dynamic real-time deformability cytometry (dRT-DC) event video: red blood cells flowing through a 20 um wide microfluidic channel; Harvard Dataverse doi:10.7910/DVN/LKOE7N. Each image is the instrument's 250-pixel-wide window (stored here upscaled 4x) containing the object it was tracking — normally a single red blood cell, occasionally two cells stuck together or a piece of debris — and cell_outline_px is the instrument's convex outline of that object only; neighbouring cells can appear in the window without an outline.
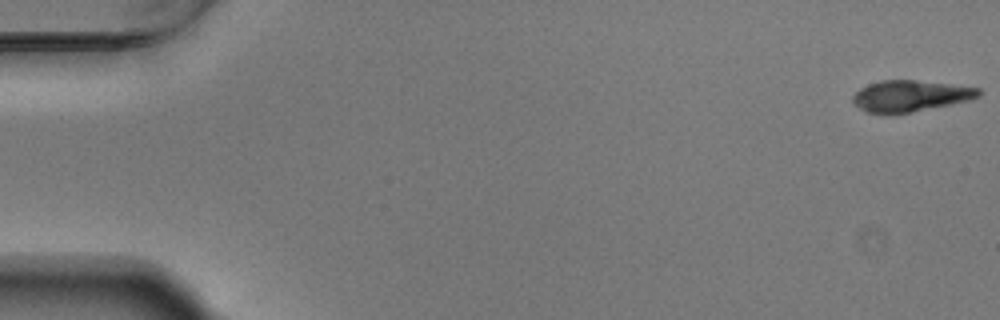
{"species": "Egyptian fruit bat (a non-hibernating species)", "species_latin": "Rousettus aegyptiacus", "temperature_condition": "warm", "stored_images_in_passage": 55, "camera_frame_rate_fps": 3000, "um_per_image_px": 0.085, "animal": {"sex": "male"}, "frame": {"image": 1, "passage_image": 1, "time_ms": 0.0, "image_size_px": [1000, 320], "cell_outline_px": [[980, 96], [972, 100], [912, 112], [868, 112], [860, 108], [852, 100], [852, 96], [860, 88], [868, 84], [880, 80], [916, 80], [980, 88]], "centroid_in_image_um": [77.41, 8.13], "position_along_channel_um": 7.6, "area_um2": 22.54}}
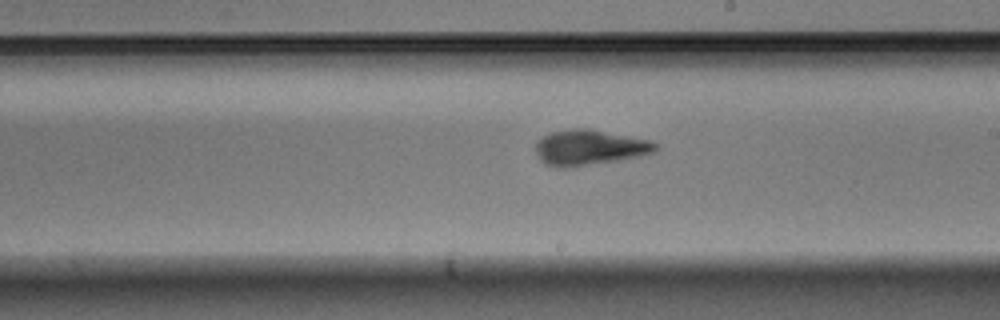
{"frame": {"image": 2, "passage_image": 32, "time_ms": 10.333, "image_size_px": [1000, 320], "cell_outline_px": [[660, 148], [656, 152], [576, 168], [556, 168], [544, 164], [540, 160], [536, 152], [536, 140], [552, 132], [576, 128], [588, 128], [648, 140], [656, 144]], "centroid_in_image_um": [50.06, 12.56], "position_along_channel_um": 238.9, "area_um2": 24.8}}
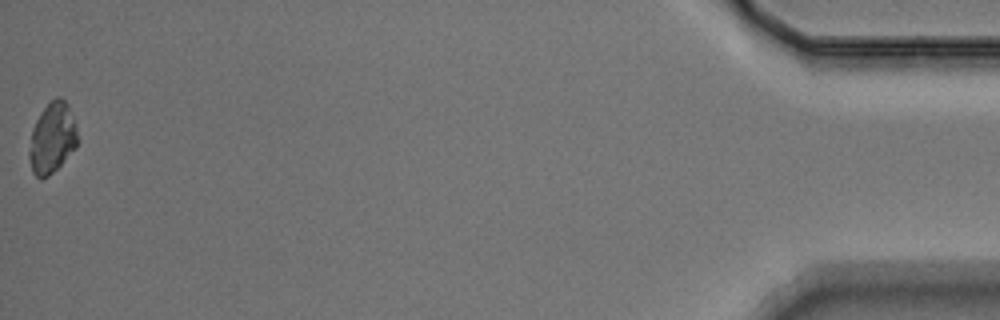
{"frame": {"image": 3, "passage_image": 55, "time_ms": 18.0, "image_size_px": [1000, 320], "cell_outline_px": [[76, 148], [48, 176], [40, 180], [32, 172], [28, 156], [28, 152], [32, 128], [40, 112], [56, 96], [60, 96], [68, 104], [76, 128]], "centroid_in_image_um": [4.4, 11.74], "position_along_channel_um": 430.8, "area_um2": 19.71}, "authors_computed_cell_mechanics": {"area_um2": 23.2356, "velocity_mm_per_s": 3.7198, "shape_relaxation_time_tau1_ms": 3.3767, "shape_relaxation_time_tau2_ms": 2.6899, "deformation_change_tau1": 0.1742, "deformation_change_tau2": 0.0952}}